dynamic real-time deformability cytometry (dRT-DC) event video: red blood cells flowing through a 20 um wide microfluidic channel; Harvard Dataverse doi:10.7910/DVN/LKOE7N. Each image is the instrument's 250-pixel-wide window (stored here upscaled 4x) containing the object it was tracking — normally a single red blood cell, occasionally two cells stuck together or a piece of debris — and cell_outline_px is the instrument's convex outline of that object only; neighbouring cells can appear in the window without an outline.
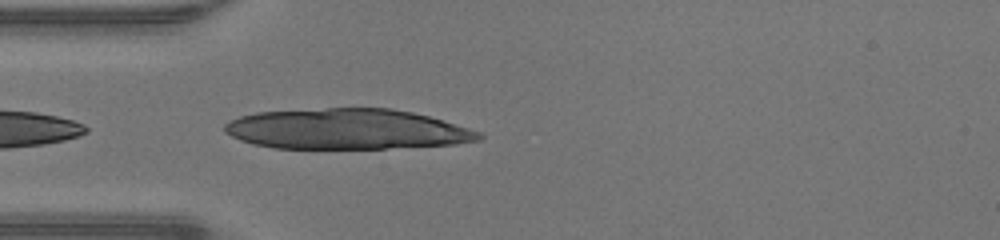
{"species": "human", "species_latin": "Homo sapiens", "temperature_condition": "warm", "stored_images_in_passage": 13, "camera_frame_rate_fps": 3000, "um_per_image_px": 0.085, "donor": {"sex": "male"}, "frame": {"image": 1, "passage_image": 1, "time_ms": 0.0, "image_size_px": [1000, 240], "cell_outline_px": [[484, 136], [480, 140], [456, 144], [384, 148], [276, 148], [252, 144], [240, 140], [224, 132], [224, 124], [228, 120], [240, 116], [256, 112], [328, 108], [392, 108], [412, 112], [428, 116], [468, 128], [480, 132]], "centroid_in_image_um": [29.45, 10.97], "position_along_channel_um": 55.5, "area_um2": 59.82}}